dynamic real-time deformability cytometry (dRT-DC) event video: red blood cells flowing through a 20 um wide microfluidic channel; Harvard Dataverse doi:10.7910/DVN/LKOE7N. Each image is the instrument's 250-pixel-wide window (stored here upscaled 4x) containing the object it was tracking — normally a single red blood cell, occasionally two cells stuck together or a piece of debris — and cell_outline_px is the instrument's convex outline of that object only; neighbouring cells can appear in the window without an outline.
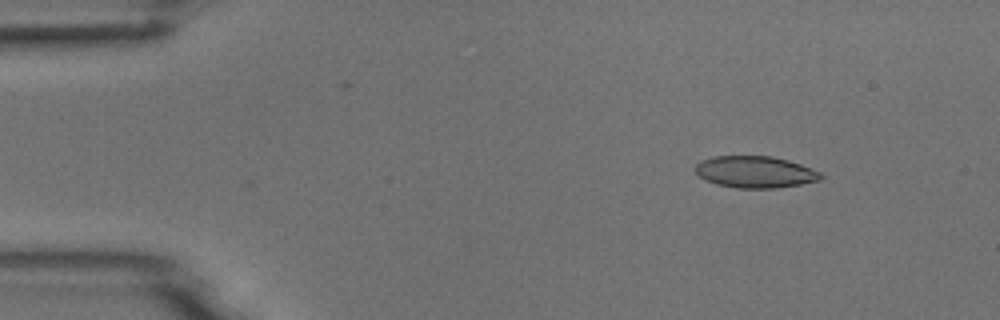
{"species": "common noctule bat (a hibernating species)", "species_latin": "Nyctalus noctula", "temperature_condition": "room temperature", "stored_images_in_passage": 5, "camera_frame_rate_fps": 3000, "um_per_image_px": 0.085, "animal": {"sex": "male", "body_mass_g": 18.8}, "frame": {"image": 1, "passage_image": 2, "time_ms": 0.333, "image_size_px": [1000, 320], "cell_outline_px": [[824, 176], [820, 180], [800, 184], [776, 188], [736, 188], [716, 184], [704, 180], [692, 168], [700, 160], [712, 156], [772, 156], [788, 160], [800, 164], [820, 172]], "centroid_in_image_um": [64.14, 14.61], "position_along_channel_um": 20.9, "area_um2": 23.35}}
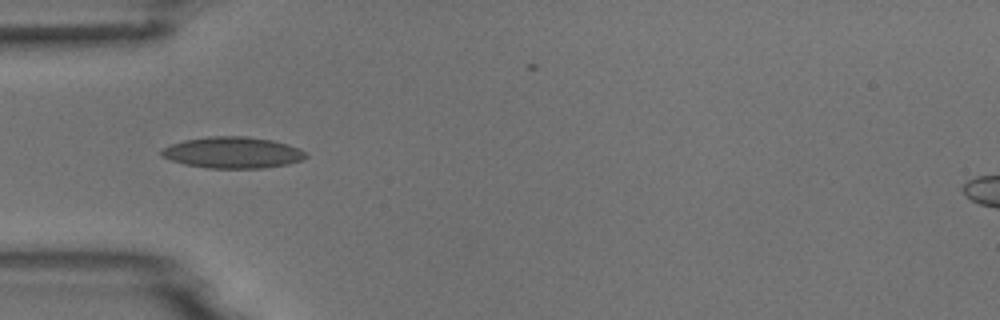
{"frame": {"image": 2, "passage_image": 5, "time_ms": 1.333, "image_size_px": [1000, 320], "cell_outline_px": [[308, 156], [304, 160], [288, 164], [260, 168], [208, 168], [184, 164], [160, 156], [160, 152], [164, 148], [172, 144], [184, 140], [208, 136], [244, 136], [272, 140], [288, 144], [300, 148], [308, 152]], "centroid_in_image_um": [19.82, 12.97], "position_along_channel_um": 65.2, "area_um2": 26.47}}